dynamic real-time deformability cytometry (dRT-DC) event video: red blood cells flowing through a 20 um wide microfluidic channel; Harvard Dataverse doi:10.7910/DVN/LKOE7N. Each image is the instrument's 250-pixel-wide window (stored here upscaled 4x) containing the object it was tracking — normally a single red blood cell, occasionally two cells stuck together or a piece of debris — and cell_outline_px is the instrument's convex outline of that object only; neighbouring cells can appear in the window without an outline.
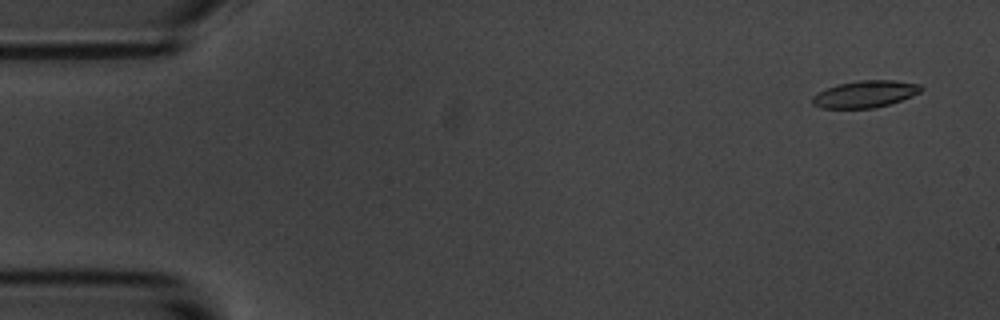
{"species": "common noctule bat (a hibernating species)", "species_latin": "Nyctalus noctula", "temperature_condition": "room temperature", "stored_images_in_passage": 7, "camera_frame_rate_fps": 3000, "um_per_image_px": 0.085, "animal": {"sex": "male", "body_mass_g": 20.1, "forearm_length_mm": 53.5}, "frame": {"image": 1, "passage_image": 1, "time_ms": 0.0, "image_size_px": [1000, 320], "cell_outline_px": [[924, 88], [920, 92], [912, 96], [888, 104], [872, 108], [824, 108], [812, 104], [812, 96], [836, 84], [856, 80], [896, 80], [920, 84]], "centroid_in_image_um": [73.55, 7.98], "position_along_channel_um": 11.4, "area_um2": 16.99}}
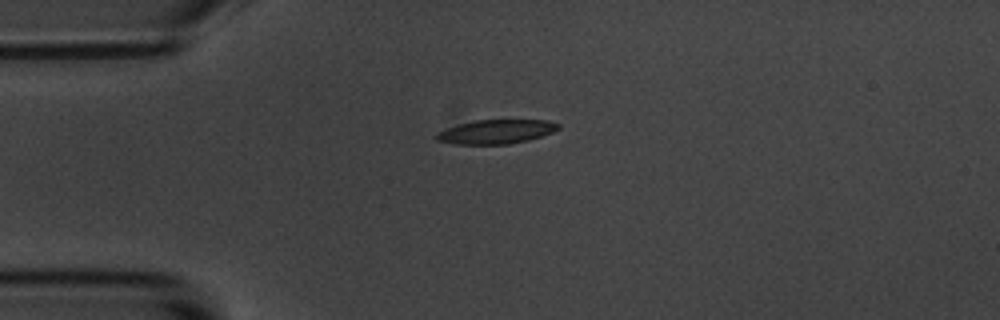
{"frame": {"image": 2, "passage_image": 4, "time_ms": 3.667, "image_size_px": [1000, 320], "cell_outline_px": [[560, 128], [552, 132], [528, 140], [508, 144], [452, 144], [436, 140], [432, 136], [436, 132], [460, 124], [476, 120], [548, 120], [560, 124]], "centroid_in_image_um": [42.13, 11.2], "position_along_channel_um": 42.9, "area_um2": 17.11}}
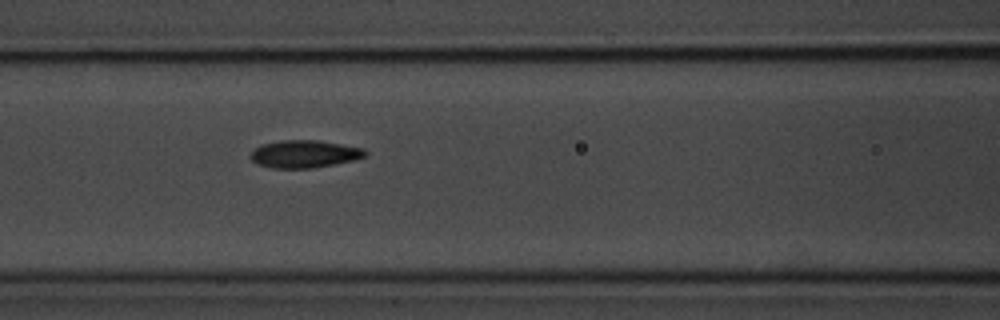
{"frame": {"image": 3, "passage_image": 7, "time_ms": 7.0, "image_size_px": [1000, 320], "cell_outline_px": [[368, 152], [364, 156], [356, 160], [312, 168], [272, 168], [260, 164], [252, 160], [252, 152], [260, 144], [280, 140], [320, 140], [364, 148]], "centroid_in_image_um": [25.92, 13.08], "position_along_channel_um": 140.7, "area_um2": 18.38}}